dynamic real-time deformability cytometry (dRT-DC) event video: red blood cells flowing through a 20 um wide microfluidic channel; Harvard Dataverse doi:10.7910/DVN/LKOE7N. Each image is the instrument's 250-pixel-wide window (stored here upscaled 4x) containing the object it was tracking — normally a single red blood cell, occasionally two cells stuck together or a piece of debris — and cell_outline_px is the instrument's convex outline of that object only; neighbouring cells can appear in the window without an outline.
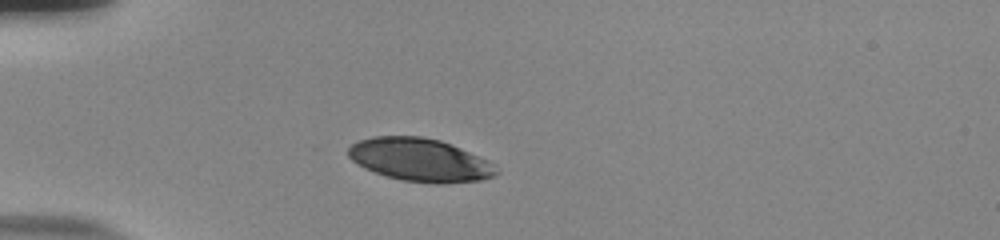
{"species": "human", "species_latin": "Homo sapiens", "temperature_condition": "room temperature", "stored_images_in_passage": 40, "camera_frame_rate_fps": 3000, "um_per_image_px": 0.085, "donor": {"sex": "male"}, "frame": {"image": 1, "passage_image": 1, "time_ms": 0.0, "image_size_px": [1000, 240], "cell_outline_px": [[500, 172], [496, 176], [480, 180], [444, 184], [436, 184], [404, 180], [384, 176], [364, 168], [352, 160], [348, 156], [348, 148], [352, 144], [360, 140], [372, 136], [420, 136], [440, 140], [460, 148], [488, 160]], "centroid_in_image_um": [35.7, 13.6], "position_along_channel_um": 49.3, "area_um2": 37.17}}
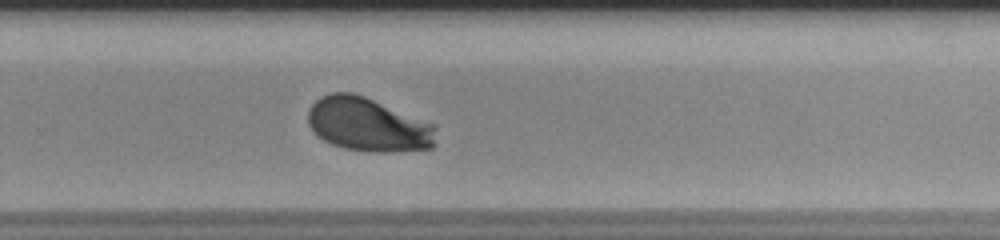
{"frame": {"image": 2, "passage_image": 23, "time_ms": 7.333, "image_size_px": [1000, 240], "cell_outline_px": [[436, 144], [432, 148], [392, 152], [372, 152], [344, 148], [332, 144], [324, 140], [308, 124], [308, 112], [312, 104], [316, 100], [332, 92], [352, 92], [364, 96], [436, 124]], "centroid_in_image_um": [31.34, 10.6], "position_along_channel_um": 298.5, "area_um2": 40.17}}
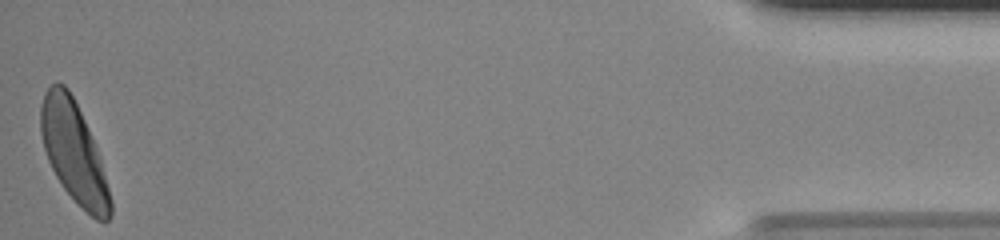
{"frame": {"image": 3, "passage_image": 40, "time_ms": 13.0, "image_size_px": [1000, 240], "cell_outline_px": [[112, 216], [104, 224], [96, 220], [64, 188], [56, 176], [48, 160], [44, 148], [40, 132], [40, 108], [44, 92], [56, 80], [64, 84], [68, 88], [84, 120], [96, 148], [100, 160], [112, 200]], "centroid_in_image_um": [6.26, 12.93], "position_along_channel_um": 428.9, "area_um2": 40.17}, "authors_computed_cell_mechanics": {"area_um2": 39.5352, "velocity_mm_per_s": 3.734, "shape_relaxation_time_tau1_ms": 3.3743, "shape_relaxation_time_tau2_ms": null, "deformation_change_tau1": 0.1825, "deformation_change_tau2": null}}